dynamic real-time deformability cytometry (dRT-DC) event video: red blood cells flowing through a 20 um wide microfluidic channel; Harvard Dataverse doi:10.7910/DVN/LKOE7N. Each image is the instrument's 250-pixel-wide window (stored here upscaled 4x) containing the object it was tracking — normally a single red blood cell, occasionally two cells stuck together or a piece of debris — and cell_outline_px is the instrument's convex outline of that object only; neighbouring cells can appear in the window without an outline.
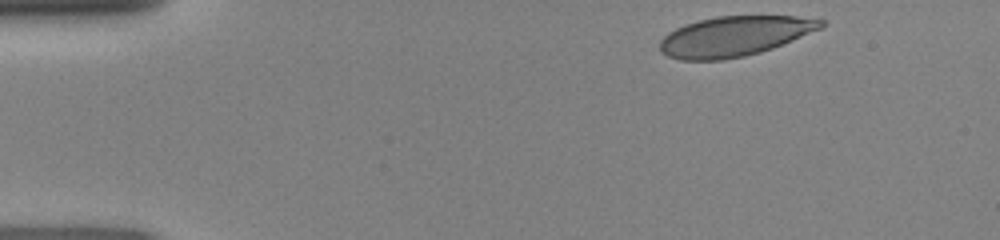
{"species": "human", "species_latin": "Homo sapiens", "temperature_condition": "room temperature", "stored_images_in_passage": 42, "camera_frame_rate_fps": 3000, "um_per_image_px": 0.085, "donor": {"sex": "female"}, "frame": {"image": 1, "passage_image": 1, "time_ms": 0.0, "image_size_px": [1000, 240], "cell_outline_px": [[828, 24], [820, 28], [772, 48], [760, 52], [744, 56], [724, 60], [680, 60], [668, 56], [660, 52], [660, 40], [668, 32], [684, 24], [716, 16], [796, 16], [824, 20]], "centroid_in_image_um": [62.39, 3.08], "position_along_channel_um": 22.6, "area_um2": 37.4}}
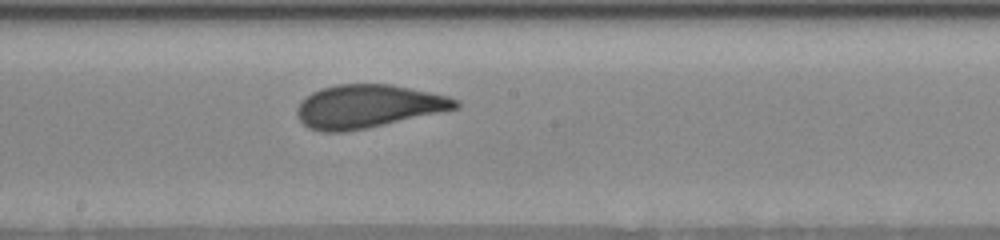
{"frame": {"image": 2, "passage_image": 21, "time_ms": 6.667, "image_size_px": [1000, 240], "cell_outline_px": [[460, 108], [368, 128], [344, 132], [320, 132], [308, 128], [296, 116], [296, 108], [300, 100], [312, 92], [320, 88], [336, 84], [392, 84], [448, 96], [460, 100]], "centroid_in_image_um": [31.26, 9.04], "position_along_channel_um": 216.9, "area_um2": 40.34}}
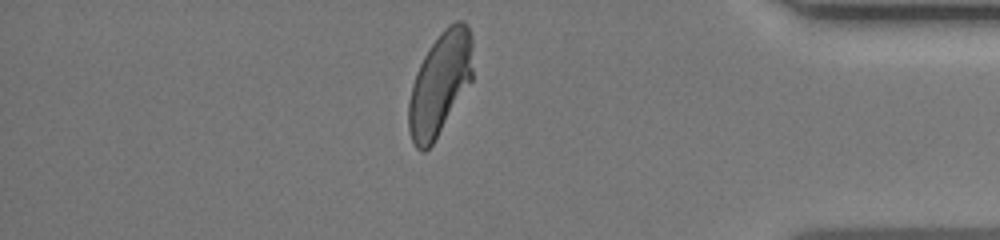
{"frame": {"image": 3, "passage_image": 36, "time_ms": 11.667, "image_size_px": [1000, 240], "cell_outline_px": [[472, 80], [432, 144], [424, 152], [420, 152], [416, 148], [412, 140], [408, 128], [408, 100], [412, 84], [416, 72], [424, 56], [440, 32], [448, 24], [456, 20], [464, 20], [472, 36]], "centroid_in_image_um": [37.38, 7.09], "position_along_channel_um": 397.8, "area_um2": 38.32}}